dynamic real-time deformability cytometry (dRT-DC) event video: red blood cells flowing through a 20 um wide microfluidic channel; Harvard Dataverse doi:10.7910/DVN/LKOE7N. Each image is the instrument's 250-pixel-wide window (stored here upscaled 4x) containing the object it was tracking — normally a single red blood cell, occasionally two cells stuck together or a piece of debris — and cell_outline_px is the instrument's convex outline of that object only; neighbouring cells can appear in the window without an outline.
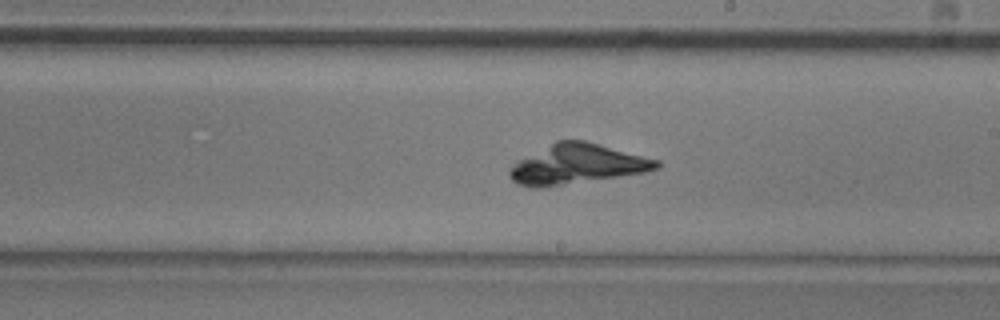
{"species": "common noctule bat (a hibernating species)", "species_latin": "Nyctalus noctula", "temperature_condition": "room temperature", "stored_images_in_passage": 51, "camera_frame_rate_fps": 3000, "um_per_image_px": 0.085, "animal": {"sex": "male", "body_mass_g": 20.5, "forearm_length_mm": 52.5}, "frame": {"image": 1, "passage_image": 29, "time_ms": 9.333, "image_size_px": [1000, 320], "cell_outline_px": [[660, 168], [644, 172], [620, 176], [544, 188], [528, 188], [516, 184], [512, 180], [508, 172], [508, 168], [520, 160], [556, 140], [584, 140], [660, 160]], "centroid_in_image_um": [49.03, 13.97], "position_along_channel_um": 240.0, "area_um2": 34.04}}
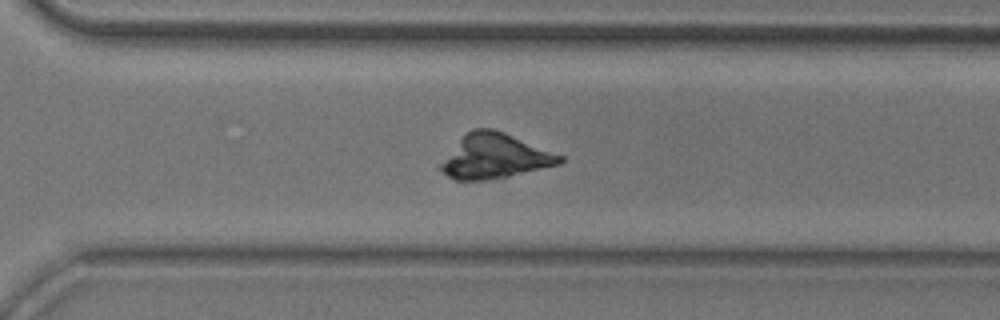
{"frame": {"image": 2, "passage_image": 36, "time_ms": 11.667, "image_size_px": [1000, 320], "cell_outline_px": [[564, 160], [560, 164], [508, 176], [484, 180], [452, 180], [436, 168], [436, 164], [472, 128], [492, 128], [504, 132], [564, 156]], "centroid_in_image_um": [42.0, 13.3], "position_along_channel_um": 328.6, "area_um2": 30.98}}
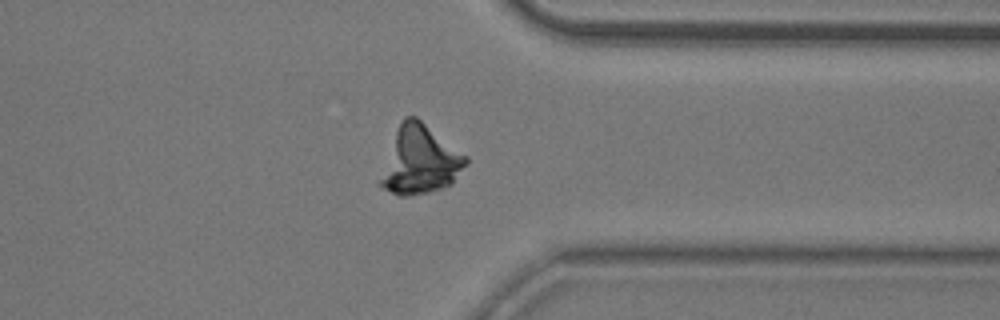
{"frame": {"image": 3, "passage_image": 40, "time_ms": 13.0, "image_size_px": [1000, 320], "cell_outline_px": [[468, 164], [444, 188], [412, 196], [400, 196], [376, 184], [396, 132], [404, 116], [416, 116], [468, 156]], "centroid_in_image_um": [35.69, 13.62], "position_along_channel_um": 375.7, "area_um2": 33.7}}